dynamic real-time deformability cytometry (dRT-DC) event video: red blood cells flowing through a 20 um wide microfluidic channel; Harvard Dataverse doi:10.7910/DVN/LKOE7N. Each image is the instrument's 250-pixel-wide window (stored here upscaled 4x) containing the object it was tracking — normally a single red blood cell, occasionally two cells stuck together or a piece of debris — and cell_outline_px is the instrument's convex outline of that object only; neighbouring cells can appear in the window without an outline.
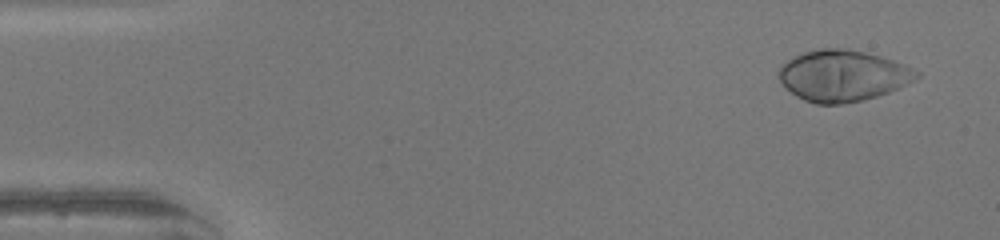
{"species": "human", "species_latin": "Homo sapiens", "temperature_condition": "warm", "stored_images_in_passage": 46, "camera_frame_rate_fps": 3000, "um_per_image_px": 0.085, "donor": {"sex": "female"}, "frame": {"image": 1, "passage_image": 1, "time_ms": 0.0, "image_size_px": [1000, 240], "cell_outline_px": [[920, 76], [888, 92], [876, 96], [860, 100], [840, 104], [816, 104], [804, 100], [796, 96], [784, 88], [780, 80], [780, 68], [792, 56], [804, 52], [824, 48], [844, 48], [864, 52], [880, 56], [904, 64], [920, 72]], "centroid_in_image_um": [71.6, 6.43], "position_along_channel_um": 13.4, "area_um2": 40.63}}
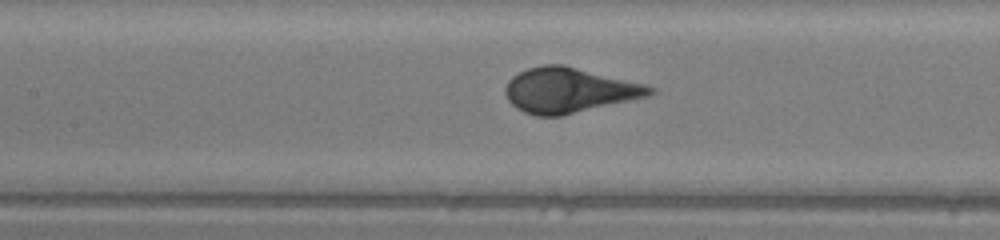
{"frame": {"image": 2, "passage_image": 20, "time_ms": 6.333, "image_size_px": [1000, 240], "cell_outline_px": [[656, 92], [648, 96], [560, 116], [536, 116], [524, 112], [516, 108], [508, 100], [504, 92], [504, 88], [508, 80], [512, 76], [528, 68], [544, 64], [564, 64], [644, 84], [656, 88]], "centroid_in_image_um": [48.34, 7.66], "position_along_channel_um": 159.1, "area_um2": 37.86}}
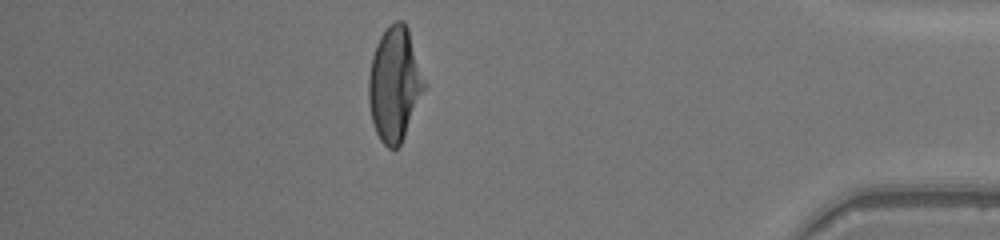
{"frame": {"image": 3, "passage_image": 40, "time_ms": 13.0, "image_size_px": [1000, 240], "cell_outline_px": [[428, 84], [404, 136], [400, 144], [396, 148], [388, 148], [380, 140], [376, 132], [372, 120], [368, 100], [368, 76], [372, 56], [376, 44], [380, 36], [388, 24], [396, 20], [404, 20], [408, 28]], "centroid_in_image_um": [33.56, 7.11], "position_along_channel_um": 401.6, "area_um2": 37.51}, "authors_computed_cell_mechanics": {"area_um2": 38.148, "velocity_mm_per_s": 4.2889, "shape_relaxation_time_tau1_ms": 3.4381, "shape_relaxation_time_tau2_ms": null, "deformation_change_tau1": 0.2483, "deformation_change_tau2": null}}